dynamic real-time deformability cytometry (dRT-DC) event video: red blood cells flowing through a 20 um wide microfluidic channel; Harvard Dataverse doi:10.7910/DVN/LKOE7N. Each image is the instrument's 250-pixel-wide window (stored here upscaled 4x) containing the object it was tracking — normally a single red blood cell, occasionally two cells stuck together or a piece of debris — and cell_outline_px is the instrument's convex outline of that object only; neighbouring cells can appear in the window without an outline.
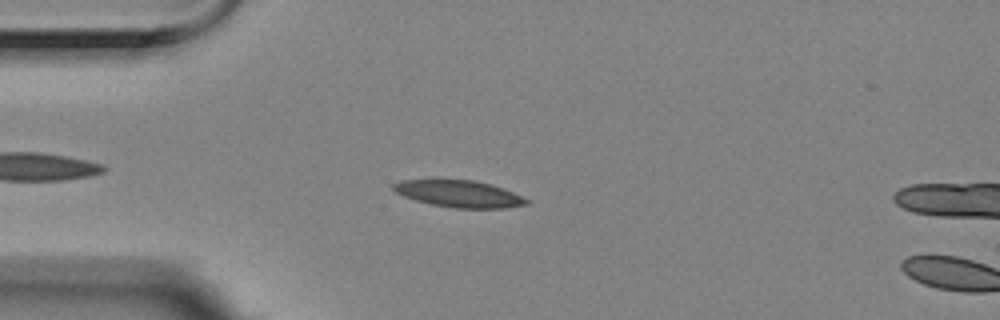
{"species": "Egyptian fruit bat (a non-hibernating species)", "species_latin": "Rousettus aegyptiacus", "temperature_condition": "room temperature", "stored_images_in_passage": 9, "camera_frame_rate_fps": 3000, "um_per_image_px": 0.085, "animal": {"sex": "female"}, "frame": {"image": 1, "passage_image": 7, "time_ms": 2.0, "image_size_px": [1000, 320], "cell_outline_px": [[528, 204], [504, 208], [456, 208], [432, 204], [416, 200], [404, 196], [396, 192], [392, 188], [392, 184], [400, 180], [472, 180], [488, 184], [512, 192], [528, 200]], "centroid_in_image_um": [38.98, 16.47], "position_along_channel_um": 46.0, "area_um2": 20.35}}